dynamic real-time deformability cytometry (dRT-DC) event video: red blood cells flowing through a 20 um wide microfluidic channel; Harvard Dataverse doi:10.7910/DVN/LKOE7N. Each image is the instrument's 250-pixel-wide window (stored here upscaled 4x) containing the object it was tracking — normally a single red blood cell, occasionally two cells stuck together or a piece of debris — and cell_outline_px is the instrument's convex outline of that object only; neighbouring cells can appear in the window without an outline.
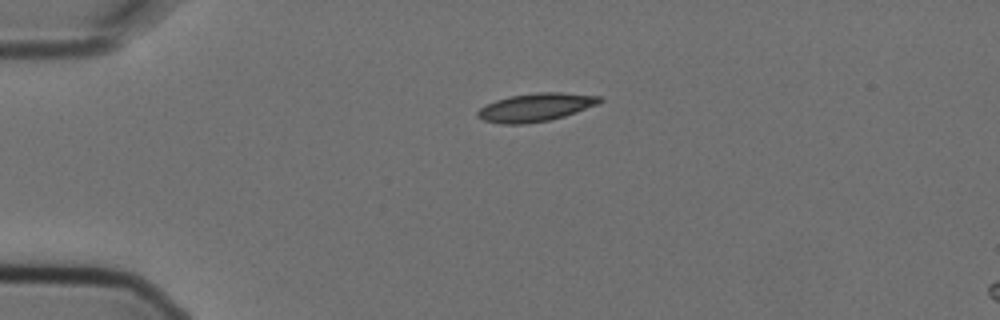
{"species": "Egyptian fruit bat (a non-hibernating species)", "species_latin": "Rousettus aegyptiacus", "temperature_condition": "cold", "stored_images_in_passage": 3, "segment_of_instrument_passage": [1, 2], "camera_frame_rate_fps": 3000, "um_per_image_px": 0.085, "animal": {"sex": "female"}, "frame": {"image": 1, "passage_image": 1, "time_ms": 0.0, "image_size_px": [1000, 320], "cell_outline_px": [[604, 100], [600, 104], [564, 116], [548, 120], [524, 124], [500, 124], [484, 120], [476, 116], [476, 112], [480, 108], [496, 100], [508, 96], [536, 92], [560, 92], [600, 96]], "centroid_in_image_um": [45.55, 9.11], "position_along_channel_um": 39.5, "area_um2": 20.11}}